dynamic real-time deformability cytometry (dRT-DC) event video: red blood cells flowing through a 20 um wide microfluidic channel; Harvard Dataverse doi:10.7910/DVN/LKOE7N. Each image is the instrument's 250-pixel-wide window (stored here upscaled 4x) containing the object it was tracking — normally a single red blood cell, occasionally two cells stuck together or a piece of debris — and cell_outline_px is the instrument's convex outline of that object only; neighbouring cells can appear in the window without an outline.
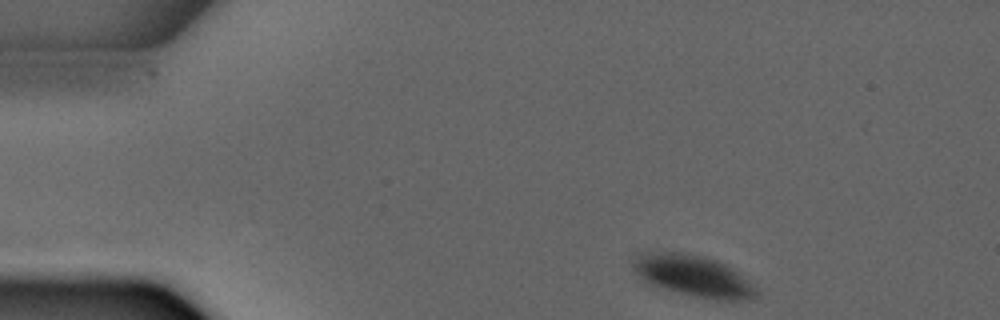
{"species": "common noctule bat (a hibernating species)", "species_latin": "Nyctalus noctula", "temperature_condition": "warm", "stored_images_in_passage": 7, "camera_frame_rate_fps": 3000, "um_per_image_px": 0.085, "animal": {"sex": "male", "forearm_length_mm": 52.5}, "frame": {"image": 1, "passage_image": 1, "time_ms": 0.0, "image_size_px": [1000, 320], "cell_outline_px": [[760, 292], [756, 296], [748, 300], [712, 300], [692, 296], [652, 284], [644, 280], [636, 272], [632, 264], [632, 260], [640, 252], [648, 248], [688, 252], [704, 256], [728, 264], [756, 288]], "centroid_in_image_um": [58.89, 23.39], "position_along_channel_um": 26.1, "area_um2": 30.46}}